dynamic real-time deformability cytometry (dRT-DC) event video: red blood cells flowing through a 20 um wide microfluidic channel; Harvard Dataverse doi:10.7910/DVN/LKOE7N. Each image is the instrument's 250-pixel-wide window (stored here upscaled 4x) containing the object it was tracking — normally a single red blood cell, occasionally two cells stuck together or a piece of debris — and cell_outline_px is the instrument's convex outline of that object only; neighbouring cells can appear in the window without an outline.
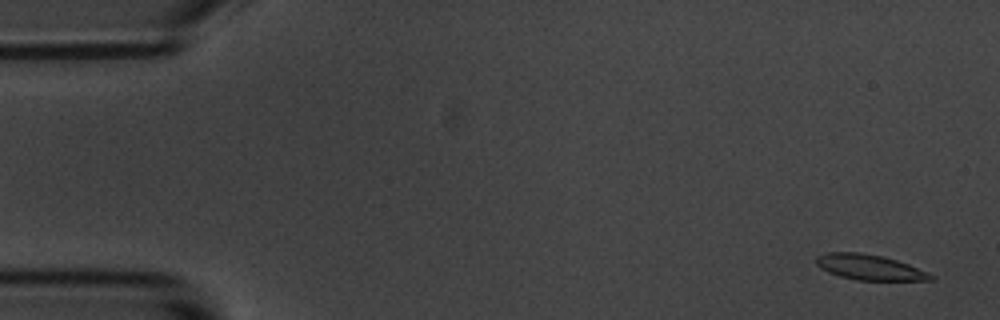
{"species": "common noctule bat (a hibernating species)", "species_latin": "Nyctalus noctula", "temperature_condition": "room temperature", "stored_images_in_passage": 5, "camera_frame_rate_fps": 3000, "um_per_image_px": 0.085, "animal": {"sex": "male", "body_mass_g": 20.1, "forearm_length_mm": 53.5}, "frame": {"image": 1, "passage_image": 1, "time_ms": 0.0, "image_size_px": [1000, 320], "cell_outline_px": [[936, 280], [856, 280], [840, 276], [828, 272], [820, 268], [816, 264], [816, 256], [828, 252], [860, 252], [880, 256], [896, 260], [908, 264], [928, 272], [936, 276]], "centroid_in_image_um": [73.91, 22.72], "position_along_channel_um": 11.1, "area_um2": 16.94}}
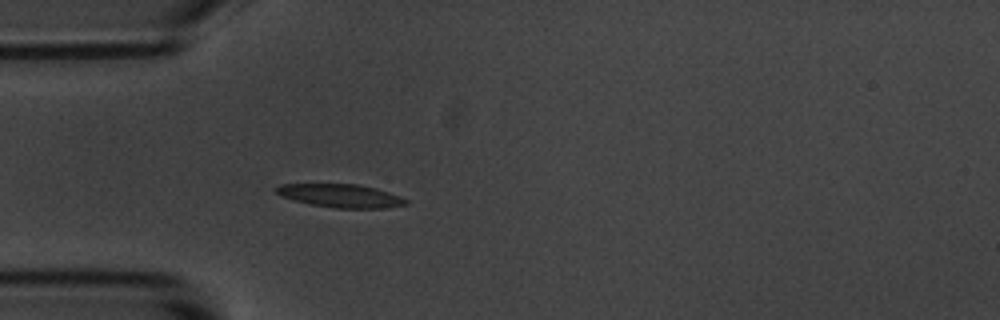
{"frame": {"image": 2, "passage_image": 5, "time_ms": 4.667, "image_size_px": [1000, 320], "cell_outline_px": [[408, 204], [384, 208], [336, 208], [312, 204], [292, 200], [280, 196], [276, 192], [276, 188], [280, 184], [360, 184], [376, 188], [400, 196], [408, 200]], "centroid_in_image_um": [28.96, 16.63], "position_along_channel_um": 56.0, "area_um2": 17.57}}